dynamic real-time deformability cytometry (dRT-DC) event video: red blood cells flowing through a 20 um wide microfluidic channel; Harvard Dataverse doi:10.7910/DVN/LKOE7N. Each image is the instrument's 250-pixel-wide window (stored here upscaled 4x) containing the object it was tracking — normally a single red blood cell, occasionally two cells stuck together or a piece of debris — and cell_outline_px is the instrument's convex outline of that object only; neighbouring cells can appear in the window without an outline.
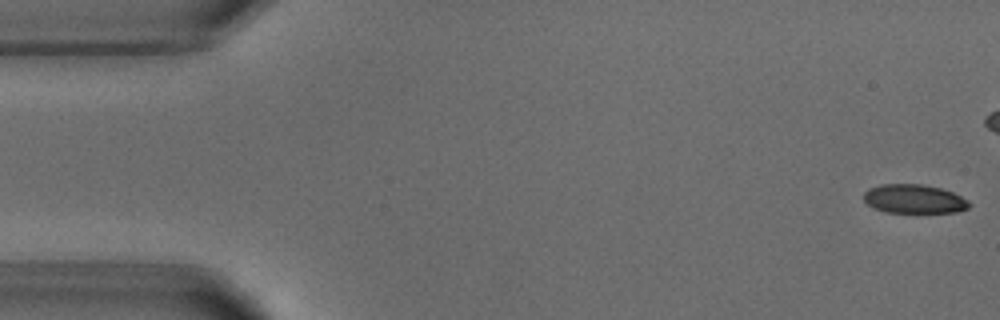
{"species": "common noctule bat (a hibernating species)", "species_latin": "Nyctalus noctula", "temperature_condition": "warm", "stored_images_in_passage": 8, "camera_frame_rate_fps": 3000, "um_per_image_px": 0.085, "animal": {"sex": "male", "body_mass_g": 18.8}, "frame": {"image": 1, "passage_image": 1, "time_ms": 0.0, "image_size_px": [1000, 320], "cell_outline_px": [[972, 204], [968, 208], [956, 212], [884, 212], [872, 208], [864, 200], [864, 192], [868, 188], [880, 184], [924, 184], [940, 188], [952, 192], [968, 200]], "centroid_in_image_um": [77.67, 16.9], "position_along_channel_um": 7.3, "area_um2": 17.86}}
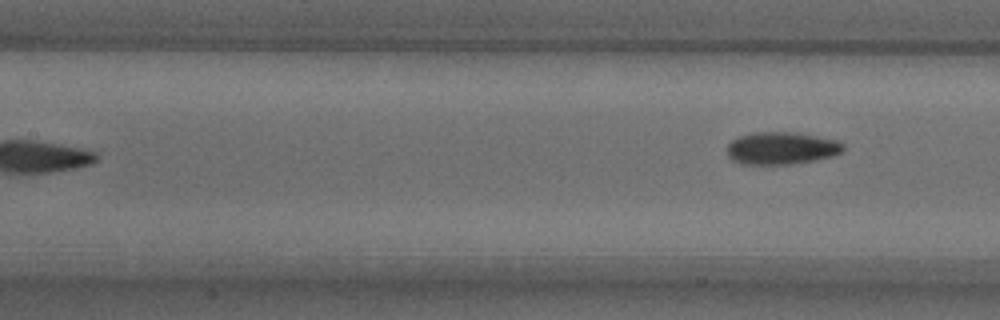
{"frame": {"image": 2, "passage_image": 8, "time_ms": 8.333, "image_size_px": [1000, 320], "cell_outline_px": [[844, 148], [840, 152], [832, 156], [816, 160], [788, 164], [740, 164], [732, 160], [728, 156], [728, 144], [732, 140], [740, 136], [752, 132], [796, 132], [836, 140], [844, 144]], "centroid_in_image_um": [66.41, 12.59], "position_along_channel_um": 141.0, "area_um2": 21.91}}